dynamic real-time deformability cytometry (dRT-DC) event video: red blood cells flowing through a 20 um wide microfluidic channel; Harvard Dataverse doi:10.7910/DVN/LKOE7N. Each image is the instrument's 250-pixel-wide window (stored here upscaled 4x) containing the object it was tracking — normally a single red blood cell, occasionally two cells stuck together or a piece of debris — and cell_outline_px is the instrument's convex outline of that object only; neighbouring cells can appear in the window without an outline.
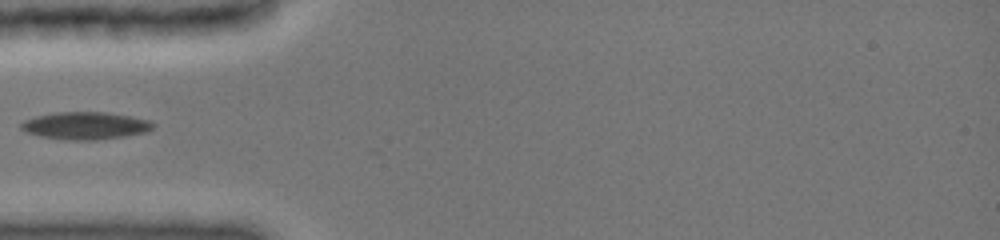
{"species": "common noctule bat (a hibernating species)", "species_latin": "Nyctalus noctula", "temperature_condition": "cold", "stored_images_in_passage": 65, "camera_frame_rate_fps": 3000, "um_per_image_px": 0.085, "animal": {"sex": "female", "body_mass_g": 19.0, "forearm_length_mm": 51.5}, "frame": {"image": 1, "passage_image": 1, "time_ms": 0.0, "image_size_px": [1000, 240], "cell_outline_px": [[156, 124], [148, 132], [124, 136], [96, 140], [64, 140], [40, 136], [28, 132], [20, 128], [20, 124], [24, 120], [36, 116], [56, 112], [108, 112], [132, 116], [148, 120]], "centroid_in_image_um": [7.28, 10.68], "position_along_channel_um": 77.7, "area_um2": 21.21}}
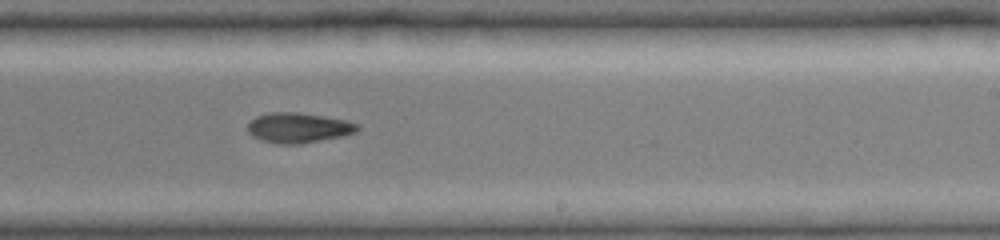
{"frame": {"image": 2, "passage_image": 29, "time_ms": 4.667, "image_size_px": [1000, 240], "cell_outline_px": [[360, 128], [356, 132], [344, 136], [300, 144], [276, 144], [260, 140], [252, 136], [248, 132], [248, 124], [256, 116], [268, 112], [296, 112], [344, 120], [360, 124]], "centroid_in_image_um": [25.35, 10.87], "position_along_channel_um": 263.6, "area_um2": 19.31}}
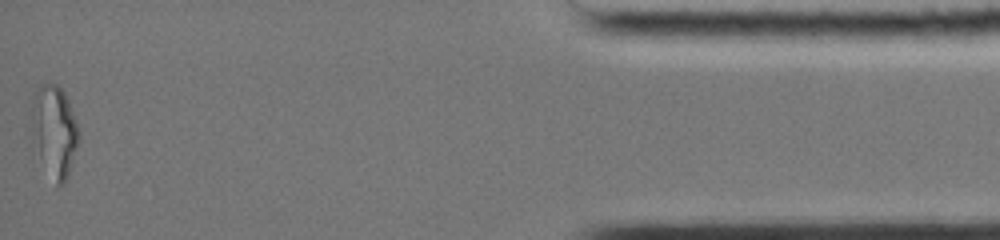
{"frame": {"image": 3, "passage_image": 64, "time_ms": 10.667, "image_size_px": [1000, 240], "cell_outline_px": [[80, 140], [68, 176], [64, 184], [56, 184], [40, 156], [32, 128], [32, 92], [40, 84], [48, 80], [56, 84], [64, 92], [68, 100], [76, 120], [80, 132]], "centroid_in_image_um": [4.65, 11.04], "position_along_channel_um": 430.5, "area_um2": 24.97}}